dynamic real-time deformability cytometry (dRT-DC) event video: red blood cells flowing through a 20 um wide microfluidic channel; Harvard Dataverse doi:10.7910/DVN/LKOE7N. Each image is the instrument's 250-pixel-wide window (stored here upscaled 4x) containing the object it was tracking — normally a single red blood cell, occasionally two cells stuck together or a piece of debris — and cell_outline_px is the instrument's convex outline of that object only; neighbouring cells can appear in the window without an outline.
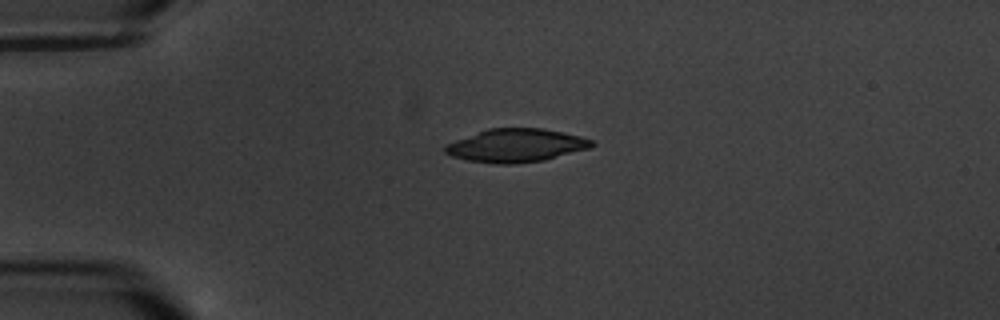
{"species": "common noctule bat (a hibernating species)", "species_latin": "Nyctalus noctula", "temperature_condition": "warm", "stored_images_in_passage": 2, "camera_frame_rate_fps": 3000, "um_per_image_px": 0.085, "animal": {"sex": "male", "body_mass_g": 20.1, "forearm_length_mm": 53.5}, "frame": {"image": 1, "passage_image": 1, "time_ms": 0.0, "image_size_px": [1000, 320], "cell_outline_px": [[596, 144], [592, 148], [544, 160], [512, 164], [500, 164], [468, 160], [452, 156], [444, 152], [444, 148], [448, 144], [456, 140], [488, 128], [544, 128], [564, 132], [580, 136], [592, 140]], "centroid_in_image_um": [43.92, 12.36], "position_along_channel_um": 41.1, "area_um2": 28.38}}